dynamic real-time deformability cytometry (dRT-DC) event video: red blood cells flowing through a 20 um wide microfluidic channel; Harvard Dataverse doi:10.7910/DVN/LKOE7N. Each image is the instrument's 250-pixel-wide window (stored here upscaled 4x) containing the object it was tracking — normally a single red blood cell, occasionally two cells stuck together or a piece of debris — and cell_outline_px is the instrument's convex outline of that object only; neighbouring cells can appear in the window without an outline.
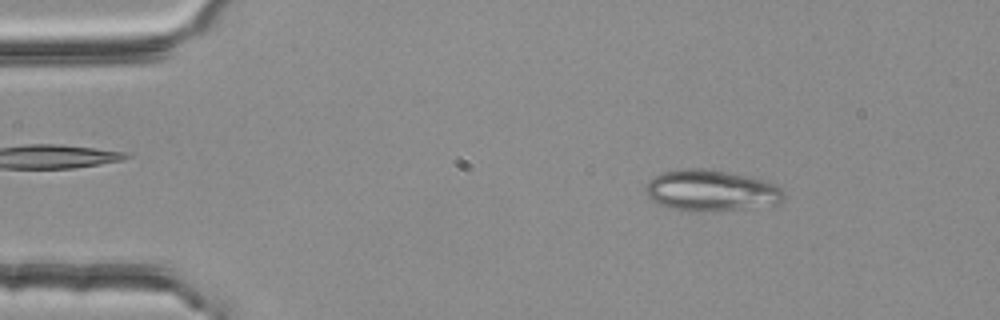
{"species": "common noctule bat (a hibernating species)", "species_latin": "Nyctalus noctula", "temperature_condition": "room temperature", "stored_images_in_passage": 52, "camera_frame_rate_fps": 3000, "um_per_image_px": 0.085, "animal": {"sex": "female", "body_mass_g": 25.1}, "frame": {"image": 1, "passage_image": 7, "time_ms": 2.0, "image_size_px": [1000, 320], "cell_outline_px": [[784, 200], [776, 204], [736, 208], [692, 212], [680, 212], [668, 208], [652, 200], [648, 196], [644, 188], [648, 180], [652, 176], [660, 172], [684, 168], [704, 168], [752, 176], [768, 180], [780, 188], [784, 196]], "centroid_in_image_um": [60.37, 16.17], "position_along_channel_um": 24.6, "area_um2": 33.41}}
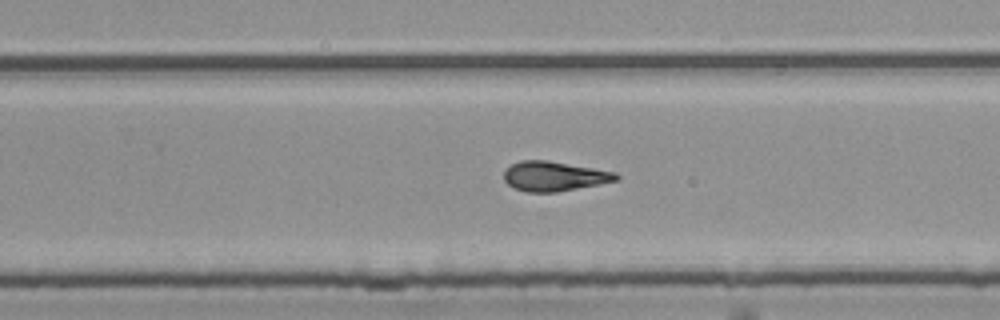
{"frame": {"image": 2, "passage_image": 33, "time_ms": 10.667, "image_size_px": [1000, 320], "cell_outline_px": [[620, 180], [556, 192], [524, 192], [512, 188], [504, 180], [504, 172], [512, 164], [520, 160], [548, 160], [616, 172], [620, 176]], "centroid_in_image_um": [47.1, 14.98], "position_along_channel_um": 282.7, "area_um2": 19.48}}
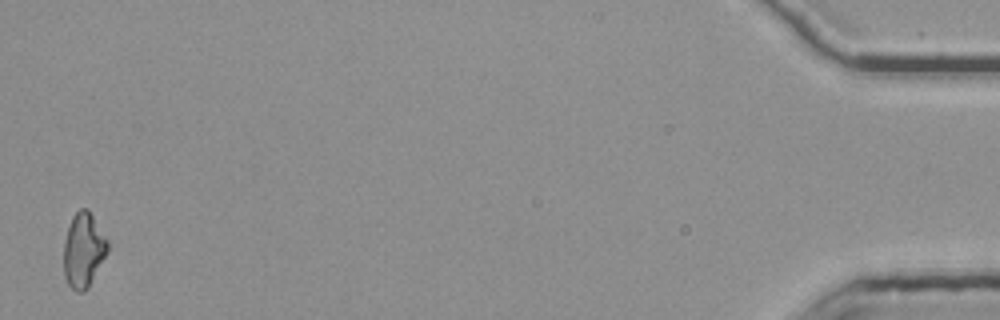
{"frame": {"image": 3, "passage_image": 52, "time_ms": 17.0, "image_size_px": [1000, 320], "cell_outline_px": [[108, 252], [88, 288], [84, 292], [76, 292], [68, 284], [64, 276], [64, 240], [72, 216], [80, 208], [88, 208], [108, 240]], "centroid_in_image_um": [7.1, 21.26], "position_along_channel_um": 428.1, "area_um2": 19.19}, "authors_computed_cell_mechanics": {"area_um2": 19.5942, "velocity_mm_per_s": 3.8172, "shape_relaxation_time_tau1_ms": null, "shape_relaxation_time_tau2_ms": 3.507, "deformation_change_tau1": null, "deformation_change_tau2": 0.1101}}